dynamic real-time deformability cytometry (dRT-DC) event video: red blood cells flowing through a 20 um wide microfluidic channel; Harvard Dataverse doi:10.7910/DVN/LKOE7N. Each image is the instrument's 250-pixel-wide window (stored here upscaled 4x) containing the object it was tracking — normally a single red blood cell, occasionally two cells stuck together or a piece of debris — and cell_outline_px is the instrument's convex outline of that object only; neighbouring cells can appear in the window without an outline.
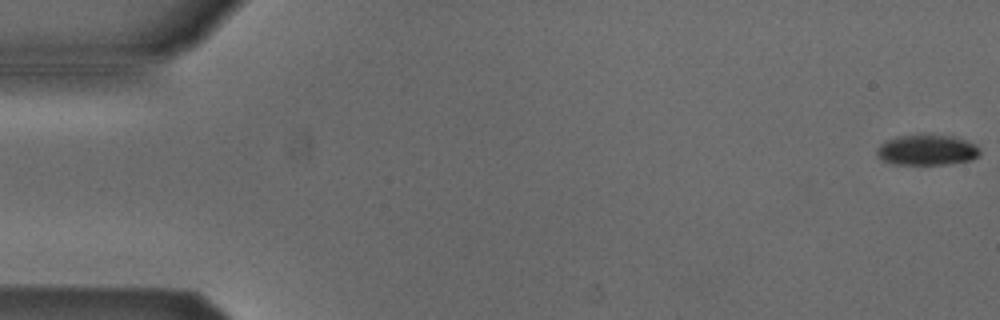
{"species": "Egyptian fruit bat (a non-hibernating species)", "species_latin": "Rousettus aegyptiacus", "temperature_condition": "cold", "stored_images_in_passage": 51, "camera_frame_rate_fps": 3000, "um_per_image_px": 0.085, "animal": {"sex": "male"}, "frame": {"image": 1, "passage_image": 1, "time_ms": 0.0, "image_size_px": [1000, 320], "cell_outline_px": [[980, 152], [972, 160], [944, 164], [896, 164], [884, 160], [876, 152], [880, 144], [896, 136], [924, 132], [952, 136], [976, 144], [980, 148]], "centroid_in_image_um": [78.81, 12.7], "position_along_channel_um": 6.2, "area_um2": 18.55}}
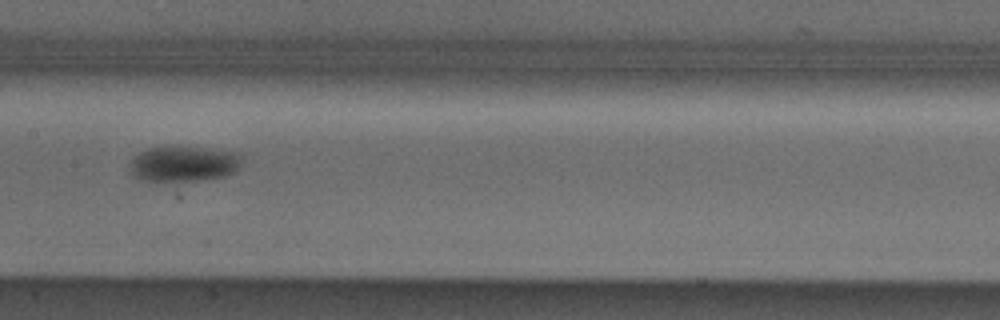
{"frame": {"image": 2, "passage_image": 27, "time_ms": 8.667, "image_size_px": [1000, 320], "cell_outline_px": [[244, 156], [240, 168], [236, 172], [224, 176], [200, 180], [140, 180], [132, 176], [128, 164], [140, 152], [148, 148], [168, 144], [244, 152]], "centroid_in_image_um": [15.67, 13.87], "position_along_channel_um": 191.7, "area_um2": 24.04}}
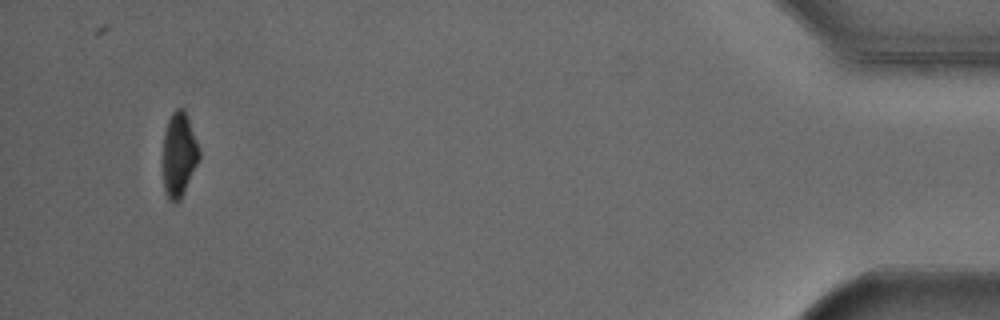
{"frame": {"image": 3, "passage_image": 51, "time_ms": 16.667, "image_size_px": [1000, 320], "cell_outline_px": [[200, 156], [180, 200], [176, 204], [172, 204], [168, 200], [164, 188], [164, 132], [168, 120], [172, 112], [176, 108], [184, 108], [200, 152]], "centroid_in_image_um": [15.2, 13.16], "position_along_channel_um": 420.0, "area_um2": 17.46}, "authors_computed_cell_mechanics": {"area_um2": 21.675, "velocity_mm_per_s": 3.8726, "shape_relaxation_time_tau1_ms": 3.6558, "shape_relaxation_time_tau2_ms": null, "deformation_change_tau1": 0.1113, "deformation_change_tau2": null}}